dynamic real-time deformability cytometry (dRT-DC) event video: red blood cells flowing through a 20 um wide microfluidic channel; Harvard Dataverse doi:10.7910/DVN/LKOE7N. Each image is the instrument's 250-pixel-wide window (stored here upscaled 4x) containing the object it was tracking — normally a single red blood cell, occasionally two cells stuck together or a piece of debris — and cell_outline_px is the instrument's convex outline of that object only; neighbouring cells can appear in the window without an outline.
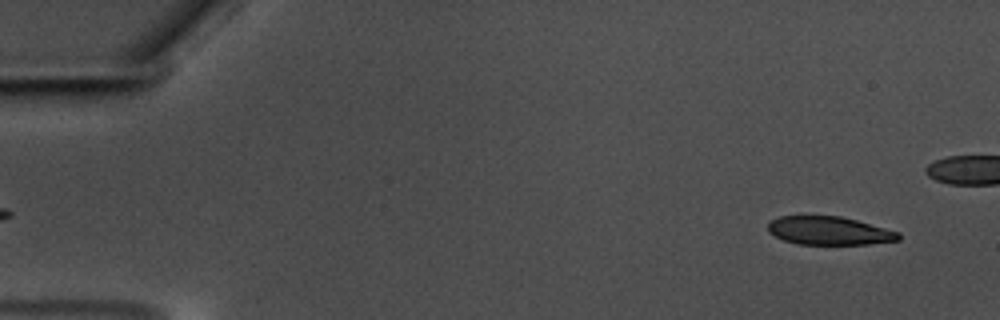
{"species": "common noctule bat (a hibernating species)", "species_latin": "Nyctalus noctula", "temperature_condition": "warm", "stored_images_in_passage": 50, "camera_frame_rate_fps": 3000, "um_per_image_px": 0.085, "animal": {"sex": "male", "body_mass_g": 17.5, "forearm_length_mm": 52.3}, "frame": {"image": 1, "passage_image": 3, "time_ms": 0.667, "image_size_px": [1000, 320], "cell_outline_px": [[900, 240], [868, 244], [796, 244], [784, 240], [768, 232], [768, 224], [772, 220], [780, 216], [804, 212], [840, 216], [856, 220], [900, 232]], "centroid_in_image_um": [70.41, 19.56], "position_along_channel_um": 14.6, "area_um2": 22.31}}
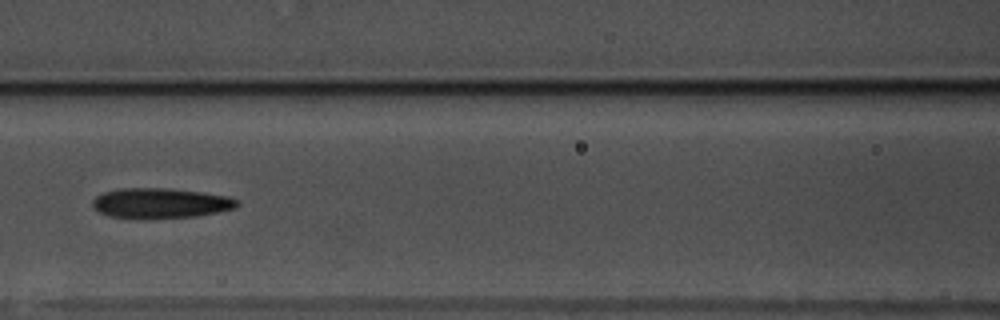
{"frame": {"image": 2, "passage_image": 25, "time_ms": 8.0, "image_size_px": [1000, 320], "cell_outline_px": [[240, 204], [236, 208], [220, 212], [196, 216], [148, 220], [136, 220], [108, 216], [92, 208], [92, 200], [96, 196], [104, 192], [120, 188], [168, 188], [200, 192], [228, 196], [240, 200]], "centroid_in_image_um": [13.63, 17.3], "position_along_channel_um": 153.0, "area_um2": 26.18}}
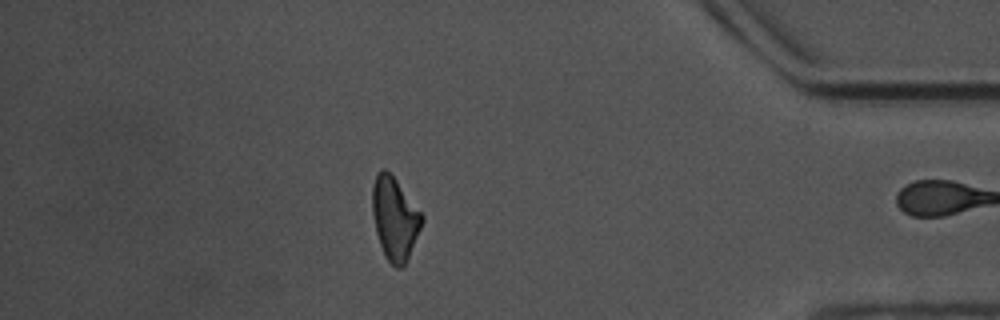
{"frame": {"image": 3, "passage_image": 49, "time_ms": 16.0, "image_size_px": [1000, 320], "cell_outline_px": [[424, 220], [404, 268], [396, 268], [384, 256], [376, 232], [372, 212], [372, 184], [380, 168], [384, 168], [396, 180], [424, 216]], "centroid_in_image_um": [33.55, 18.59], "position_along_channel_um": 401.7, "area_um2": 23.81}, "authors_computed_cell_mechanics": {"area_um2": 24.3916, "velocity_mm_per_s": 3.5762, "shape_relaxation_time_tau1_ms": 3.5388, "shape_relaxation_time_tau2_ms": null, "deformation_change_tau1": 0.1413, "deformation_change_tau2": null}}